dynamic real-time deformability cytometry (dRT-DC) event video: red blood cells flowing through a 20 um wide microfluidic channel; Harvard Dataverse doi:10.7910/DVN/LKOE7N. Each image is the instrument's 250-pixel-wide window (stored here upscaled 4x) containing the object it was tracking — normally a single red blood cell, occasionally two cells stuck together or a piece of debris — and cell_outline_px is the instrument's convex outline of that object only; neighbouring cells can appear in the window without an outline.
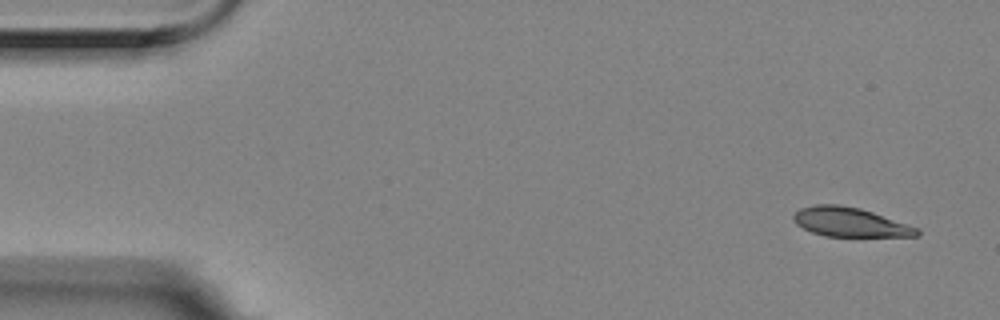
{"species": "Egyptian fruit bat (a non-hibernating species)", "species_latin": "Rousettus aegyptiacus", "temperature_condition": "room temperature", "stored_images_in_passage": 3, "segment_of_instrument_passage": [2, 2], "camera_frame_rate_fps": 3000, "um_per_image_px": 0.085, "animal": {"sex": "female"}, "frame": {"image": 1, "passage_image": 3, "time_ms": 0.667, "image_size_px": [1000, 320], "cell_outline_px": [[920, 236], [824, 236], [812, 232], [796, 224], [792, 220], [792, 216], [800, 208], [816, 204], [840, 204], [860, 208], [920, 228]], "centroid_in_image_um": [72.24, 18.88], "position_along_channel_um": 12.8, "area_um2": 21.04}}